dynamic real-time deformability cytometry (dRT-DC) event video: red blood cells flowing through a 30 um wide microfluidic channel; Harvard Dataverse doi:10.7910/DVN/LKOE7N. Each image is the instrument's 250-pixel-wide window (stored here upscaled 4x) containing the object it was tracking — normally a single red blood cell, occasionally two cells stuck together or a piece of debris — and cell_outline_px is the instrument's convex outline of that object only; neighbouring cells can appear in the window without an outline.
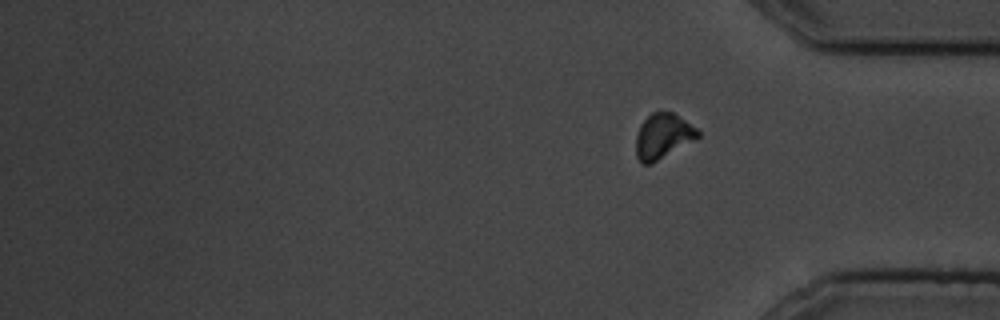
{"species": "common noctule bat (a hibernating species)", "species_latin": "Nyctalus noctula", "temperature_condition": "cold", "stored_images_in_passage": 16, "segment_of_instrument_passage": [2, 2], "camera_frame_rate_fps": 3000, "um_per_image_px": 0.085, "animal": {"sex": "male", "body_mass_g": 19.5, "forearm_length_mm": 54.6}, "frame": {"image": 1, "passage_image": 16, "time_ms": 19.0, "image_size_px": [1000, 320], "cell_outline_px": [[700, 136], [696, 140], [652, 164], [640, 164], [636, 156], [636, 136], [640, 124], [652, 112], [672, 112], [696, 128], [700, 132]], "centroid_in_image_um": [56.34, 11.61], "position_along_channel_um": 378.9, "area_um2": 16.42}}